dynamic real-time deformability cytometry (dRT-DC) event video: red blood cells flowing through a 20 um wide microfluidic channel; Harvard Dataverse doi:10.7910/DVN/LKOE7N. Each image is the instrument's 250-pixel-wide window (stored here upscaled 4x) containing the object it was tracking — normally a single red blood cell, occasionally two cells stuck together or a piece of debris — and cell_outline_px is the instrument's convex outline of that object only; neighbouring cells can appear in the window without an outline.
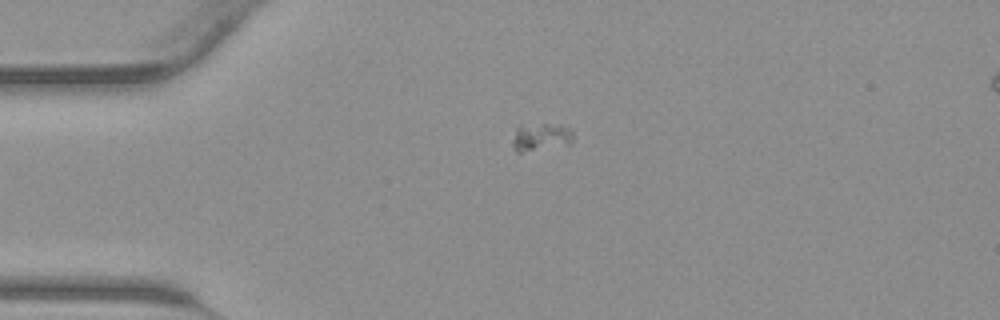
{"species": "common noctule bat (a hibernating species)", "species_latin": "Nyctalus noctula", "temperature_condition": "warm", "stored_images_in_passage": 33, "camera_frame_rate_fps": 3000, "um_per_image_px": 0.085, "animal": {"sex": "male", "body_mass_g": 23.1, "forearm_length_mm": 52.7}, "frame": {"image": 1, "passage_image": 1, "time_ms": 0.0, "image_size_px": [1000, 320], "cell_outline_px": [[572, 144], [520, 152], [516, 152], [512, 148], [512, 140], [516, 128], [520, 124], [560, 124], [572, 128]], "centroid_in_image_um": [45.97, 11.63], "position_along_channel_um": 39.0, "area_um2": 10.06}}
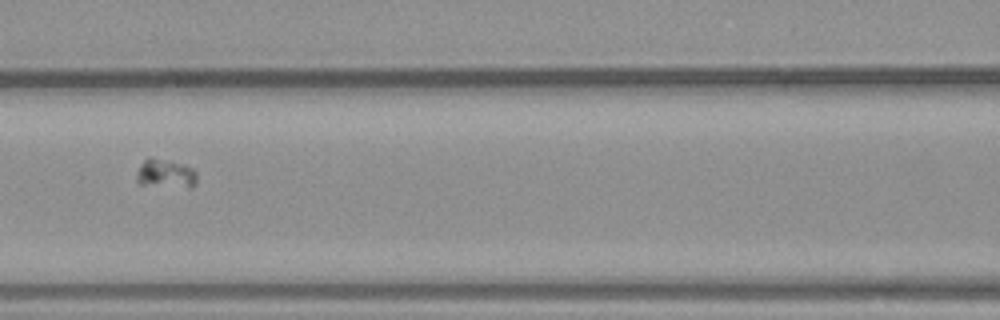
{"frame": {"image": 2, "passage_image": 10, "time_ms": 3.0, "image_size_px": [1000, 320], "cell_outline_px": [[196, 184], [192, 188], [188, 188], [140, 184], [136, 180], [136, 172], [144, 160], [148, 156], [172, 160], [184, 164], [192, 168], [196, 172]], "centroid_in_image_um": [14.08, 14.74], "position_along_channel_um": 152.5, "area_um2": 10.46}}
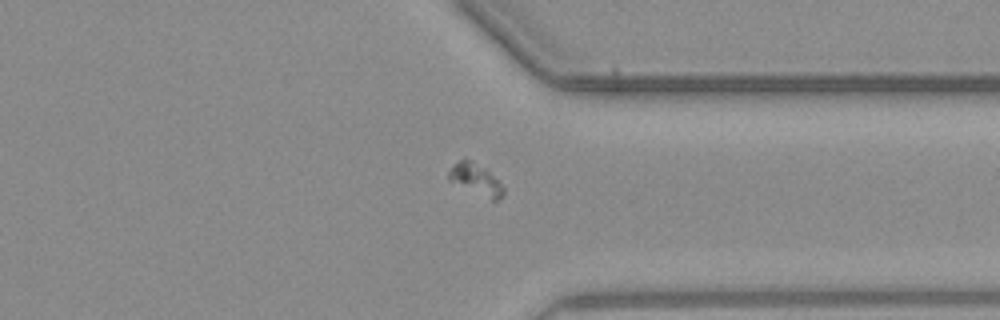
{"frame": {"image": 3, "passage_image": 24, "time_ms": 7.667, "image_size_px": [1000, 320], "cell_outline_px": [[504, 196], [496, 200], [492, 200], [448, 180], [448, 172], [452, 164], [464, 156], [488, 168], [504, 188]], "centroid_in_image_um": [40.44, 15.18], "position_along_channel_um": 371.0, "area_um2": 10.23}}